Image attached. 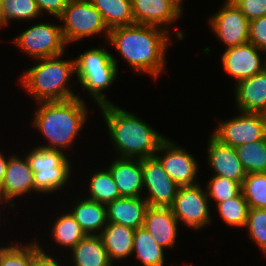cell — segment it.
<instances>
[{"label": "cell", "instance_id": "obj_39", "mask_svg": "<svg viewBox=\"0 0 266 266\" xmlns=\"http://www.w3.org/2000/svg\"><path fill=\"white\" fill-rule=\"evenodd\" d=\"M41 14H49L59 18L66 8L69 0H35Z\"/></svg>", "mask_w": 266, "mask_h": 266}, {"label": "cell", "instance_id": "obj_17", "mask_svg": "<svg viewBox=\"0 0 266 266\" xmlns=\"http://www.w3.org/2000/svg\"><path fill=\"white\" fill-rule=\"evenodd\" d=\"M207 141L206 162L209 169L213 171V175L226 177L242 186L247 173L238 158L236 149L220 142L212 134Z\"/></svg>", "mask_w": 266, "mask_h": 266}, {"label": "cell", "instance_id": "obj_13", "mask_svg": "<svg viewBox=\"0 0 266 266\" xmlns=\"http://www.w3.org/2000/svg\"><path fill=\"white\" fill-rule=\"evenodd\" d=\"M142 172L146 193L143 198L148 206L170 207L180 186L170 178L155 156L142 159Z\"/></svg>", "mask_w": 266, "mask_h": 266}, {"label": "cell", "instance_id": "obj_16", "mask_svg": "<svg viewBox=\"0 0 266 266\" xmlns=\"http://www.w3.org/2000/svg\"><path fill=\"white\" fill-rule=\"evenodd\" d=\"M34 172L25 157H20L13 153L9 158L4 181L0 190V198L6 201L12 209L17 199H22L23 195L35 192ZM12 200V201H11Z\"/></svg>", "mask_w": 266, "mask_h": 266}, {"label": "cell", "instance_id": "obj_33", "mask_svg": "<svg viewBox=\"0 0 266 266\" xmlns=\"http://www.w3.org/2000/svg\"><path fill=\"white\" fill-rule=\"evenodd\" d=\"M249 208L266 209V173H249L241 186Z\"/></svg>", "mask_w": 266, "mask_h": 266}, {"label": "cell", "instance_id": "obj_7", "mask_svg": "<svg viewBox=\"0 0 266 266\" xmlns=\"http://www.w3.org/2000/svg\"><path fill=\"white\" fill-rule=\"evenodd\" d=\"M58 19L62 22V34L68 46L95 35L108 38L110 30L91 1L69 0Z\"/></svg>", "mask_w": 266, "mask_h": 266}, {"label": "cell", "instance_id": "obj_29", "mask_svg": "<svg viewBox=\"0 0 266 266\" xmlns=\"http://www.w3.org/2000/svg\"><path fill=\"white\" fill-rule=\"evenodd\" d=\"M42 14L35 0H1L0 29L8 26L11 21H31L39 19Z\"/></svg>", "mask_w": 266, "mask_h": 266}, {"label": "cell", "instance_id": "obj_36", "mask_svg": "<svg viewBox=\"0 0 266 266\" xmlns=\"http://www.w3.org/2000/svg\"><path fill=\"white\" fill-rule=\"evenodd\" d=\"M249 42L266 54V16L250 20Z\"/></svg>", "mask_w": 266, "mask_h": 266}, {"label": "cell", "instance_id": "obj_10", "mask_svg": "<svg viewBox=\"0 0 266 266\" xmlns=\"http://www.w3.org/2000/svg\"><path fill=\"white\" fill-rule=\"evenodd\" d=\"M237 112L232 118L217 121L211 132L216 139L236 148L266 138V114Z\"/></svg>", "mask_w": 266, "mask_h": 266}, {"label": "cell", "instance_id": "obj_18", "mask_svg": "<svg viewBox=\"0 0 266 266\" xmlns=\"http://www.w3.org/2000/svg\"><path fill=\"white\" fill-rule=\"evenodd\" d=\"M143 227L164 249L170 250L176 247L180 226L170 207L149 206L145 213Z\"/></svg>", "mask_w": 266, "mask_h": 266}, {"label": "cell", "instance_id": "obj_37", "mask_svg": "<svg viewBox=\"0 0 266 266\" xmlns=\"http://www.w3.org/2000/svg\"><path fill=\"white\" fill-rule=\"evenodd\" d=\"M250 21L266 16V0H231Z\"/></svg>", "mask_w": 266, "mask_h": 266}, {"label": "cell", "instance_id": "obj_6", "mask_svg": "<svg viewBox=\"0 0 266 266\" xmlns=\"http://www.w3.org/2000/svg\"><path fill=\"white\" fill-rule=\"evenodd\" d=\"M62 151L35 146L26 152L34 172L35 193L52 194L61 192L71 182L72 161ZM68 183V184H67ZM61 190V191H60Z\"/></svg>", "mask_w": 266, "mask_h": 266}, {"label": "cell", "instance_id": "obj_28", "mask_svg": "<svg viewBox=\"0 0 266 266\" xmlns=\"http://www.w3.org/2000/svg\"><path fill=\"white\" fill-rule=\"evenodd\" d=\"M104 168H99L90 174L89 180H87L88 184L85 183L88 186V194L85 195H87L86 198L92 201L106 205L120 198L121 195L109 169Z\"/></svg>", "mask_w": 266, "mask_h": 266}, {"label": "cell", "instance_id": "obj_8", "mask_svg": "<svg viewBox=\"0 0 266 266\" xmlns=\"http://www.w3.org/2000/svg\"><path fill=\"white\" fill-rule=\"evenodd\" d=\"M21 52L34 60L64 54L69 47L63 37L61 24L37 22L12 40Z\"/></svg>", "mask_w": 266, "mask_h": 266}, {"label": "cell", "instance_id": "obj_38", "mask_svg": "<svg viewBox=\"0 0 266 266\" xmlns=\"http://www.w3.org/2000/svg\"><path fill=\"white\" fill-rule=\"evenodd\" d=\"M39 243V240L34 241V265L33 266H64L57 256L48 253ZM46 251V252H45ZM56 257V258H55ZM66 266V265H65Z\"/></svg>", "mask_w": 266, "mask_h": 266}, {"label": "cell", "instance_id": "obj_19", "mask_svg": "<svg viewBox=\"0 0 266 266\" xmlns=\"http://www.w3.org/2000/svg\"><path fill=\"white\" fill-rule=\"evenodd\" d=\"M109 164L121 197H143L142 159L115 157Z\"/></svg>", "mask_w": 266, "mask_h": 266}, {"label": "cell", "instance_id": "obj_32", "mask_svg": "<svg viewBox=\"0 0 266 266\" xmlns=\"http://www.w3.org/2000/svg\"><path fill=\"white\" fill-rule=\"evenodd\" d=\"M10 245L0 246V266H33L34 242L25 244L9 241ZM12 242V243H11ZM20 243V244H19Z\"/></svg>", "mask_w": 266, "mask_h": 266}, {"label": "cell", "instance_id": "obj_20", "mask_svg": "<svg viewBox=\"0 0 266 266\" xmlns=\"http://www.w3.org/2000/svg\"><path fill=\"white\" fill-rule=\"evenodd\" d=\"M234 87L237 111L266 114V68Z\"/></svg>", "mask_w": 266, "mask_h": 266}, {"label": "cell", "instance_id": "obj_42", "mask_svg": "<svg viewBox=\"0 0 266 266\" xmlns=\"http://www.w3.org/2000/svg\"><path fill=\"white\" fill-rule=\"evenodd\" d=\"M182 8H184L183 7V3H184V1L185 0H175Z\"/></svg>", "mask_w": 266, "mask_h": 266}, {"label": "cell", "instance_id": "obj_2", "mask_svg": "<svg viewBox=\"0 0 266 266\" xmlns=\"http://www.w3.org/2000/svg\"><path fill=\"white\" fill-rule=\"evenodd\" d=\"M85 101L79 96L64 101L37 102L39 107L32 114L31 125L47 141L38 146L67 154L89 120L90 110Z\"/></svg>", "mask_w": 266, "mask_h": 266}, {"label": "cell", "instance_id": "obj_15", "mask_svg": "<svg viewBox=\"0 0 266 266\" xmlns=\"http://www.w3.org/2000/svg\"><path fill=\"white\" fill-rule=\"evenodd\" d=\"M131 1L135 24L160 27L169 33L185 10L175 0Z\"/></svg>", "mask_w": 266, "mask_h": 266}, {"label": "cell", "instance_id": "obj_40", "mask_svg": "<svg viewBox=\"0 0 266 266\" xmlns=\"http://www.w3.org/2000/svg\"><path fill=\"white\" fill-rule=\"evenodd\" d=\"M6 155L3 154L0 150V190L4 181V177H5V173H6V167L9 161V158L12 155L7 156V158L5 157Z\"/></svg>", "mask_w": 266, "mask_h": 266}, {"label": "cell", "instance_id": "obj_5", "mask_svg": "<svg viewBox=\"0 0 266 266\" xmlns=\"http://www.w3.org/2000/svg\"><path fill=\"white\" fill-rule=\"evenodd\" d=\"M107 45L103 48L92 47L80 53L75 58L76 81L82 90H86L97 107L114 104L105 90L112 87L117 80L118 60L109 50Z\"/></svg>", "mask_w": 266, "mask_h": 266}, {"label": "cell", "instance_id": "obj_22", "mask_svg": "<svg viewBox=\"0 0 266 266\" xmlns=\"http://www.w3.org/2000/svg\"><path fill=\"white\" fill-rule=\"evenodd\" d=\"M135 229L108 222L100 233L110 261L118 262L132 256Z\"/></svg>", "mask_w": 266, "mask_h": 266}, {"label": "cell", "instance_id": "obj_35", "mask_svg": "<svg viewBox=\"0 0 266 266\" xmlns=\"http://www.w3.org/2000/svg\"><path fill=\"white\" fill-rule=\"evenodd\" d=\"M244 228L248 230L247 234L250 240L258 246L266 257V209L250 208Z\"/></svg>", "mask_w": 266, "mask_h": 266}, {"label": "cell", "instance_id": "obj_34", "mask_svg": "<svg viewBox=\"0 0 266 266\" xmlns=\"http://www.w3.org/2000/svg\"><path fill=\"white\" fill-rule=\"evenodd\" d=\"M206 185L207 196L210 201H214L215 206L225 200L234 198L241 192L239 183L222 176L212 175Z\"/></svg>", "mask_w": 266, "mask_h": 266}, {"label": "cell", "instance_id": "obj_12", "mask_svg": "<svg viewBox=\"0 0 266 266\" xmlns=\"http://www.w3.org/2000/svg\"><path fill=\"white\" fill-rule=\"evenodd\" d=\"M155 157L179 186H192L199 183L196 180L200 168L198 161L185 147L178 145L174 140L167 137L159 146Z\"/></svg>", "mask_w": 266, "mask_h": 266}, {"label": "cell", "instance_id": "obj_30", "mask_svg": "<svg viewBox=\"0 0 266 266\" xmlns=\"http://www.w3.org/2000/svg\"><path fill=\"white\" fill-rule=\"evenodd\" d=\"M215 208L221 220L227 226L235 229L245 227L250 208L242 191L234 198L217 204Z\"/></svg>", "mask_w": 266, "mask_h": 266}, {"label": "cell", "instance_id": "obj_9", "mask_svg": "<svg viewBox=\"0 0 266 266\" xmlns=\"http://www.w3.org/2000/svg\"><path fill=\"white\" fill-rule=\"evenodd\" d=\"M201 185L199 182L192 186H180L170 206L179 224L184 223L185 227L195 231L205 229L213 222L210 200Z\"/></svg>", "mask_w": 266, "mask_h": 266}, {"label": "cell", "instance_id": "obj_21", "mask_svg": "<svg viewBox=\"0 0 266 266\" xmlns=\"http://www.w3.org/2000/svg\"><path fill=\"white\" fill-rule=\"evenodd\" d=\"M148 203L143 197H120L106 204L107 221L133 229L143 227Z\"/></svg>", "mask_w": 266, "mask_h": 266}, {"label": "cell", "instance_id": "obj_4", "mask_svg": "<svg viewBox=\"0 0 266 266\" xmlns=\"http://www.w3.org/2000/svg\"><path fill=\"white\" fill-rule=\"evenodd\" d=\"M65 54L38 59L20 75V86L34 102L64 101L81 96L69 85L71 77H76L75 58L66 60Z\"/></svg>", "mask_w": 266, "mask_h": 266}, {"label": "cell", "instance_id": "obj_24", "mask_svg": "<svg viewBox=\"0 0 266 266\" xmlns=\"http://www.w3.org/2000/svg\"><path fill=\"white\" fill-rule=\"evenodd\" d=\"M72 266H113L100 235H86L71 250Z\"/></svg>", "mask_w": 266, "mask_h": 266}, {"label": "cell", "instance_id": "obj_31", "mask_svg": "<svg viewBox=\"0 0 266 266\" xmlns=\"http://www.w3.org/2000/svg\"><path fill=\"white\" fill-rule=\"evenodd\" d=\"M246 173H266V138L235 148Z\"/></svg>", "mask_w": 266, "mask_h": 266}, {"label": "cell", "instance_id": "obj_27", "mask_svg": "<svg viewBox=\"0 0 266 266\" xmlns=\"http://www.w3.org/2000/svg\"><path fill=\"white\" fill-rule=\"evenodd\" d=\"M110 29L135 24L131 0H91Z\"/></svg>", "mask_w": 266, "mask_h": 266}, {"label": "cell", "instance_id": "obj_1", "mask_svg": "<svg viewBox=\"0 0 266 266\" xmlns=\"http://www.w3.org/2000/svg\"><path fill=\"white\" fill-rule=\"evenodd\" d=\"M135 72L157 80L167 71L166 56L174 44L166 30L150 25L133 24L110 29L107 42Z\"/></svg>", "mask_w": 266, "mask_h": 266}, {"label": "cell", "instance_id": "obj_41", "mask_svg": "<svg viewBox=\"0 0 266 266\" xmlns=\"http://www.w3.org/2000/svg\"><path fill=\"white\" fill-rule=\"evenodd\" d=\"M6 204L8 205V207H10L9 209H11L12 207L6 202V201H4V200H2L1 198H0V206H5V207H7L6 206ZM0 208H2V207H0ZM1 213V212H0ZM1 216H3V215H1L0 214V218H1ZM1 222V221H0Z\"/></svg>", "mask_w": 266, "mask_h": 266}, {"label": "cell", "instance_id": "obj_26", "mask_svg": "<svg viewBox=\"0 0 266 266\" xmlns=\"http://www.w3.org/2000/svg\"><path fill=\"white\" fill-rule=\"evenodd\" d=\"M164 250L144 227L135 229L132 255L142 266H165Z\"/></svg>", "mask_w": 266, "mask_h": 266}, {"label": "cell", "instance_id": "obj_25", "mask_svg": "<svg viewBox=\"0 0 266 266\" xmlns=\"http://www.w3.org/2000/svg\"><path fill=\"white\" fill-rule=\"evenodd\" d=\"M67 211V212H66ZM63 211L60 216L54 218L55 221L51 223V239L54 243L62 246L65 250L68 249L69 253L72 248H74L85 236L86 233L83 231L82 227L75 220L69 210Z\"/></svg>", "mask_w": 266, "mask_h": 266}, {"label": "cell", "instance_id": "obj_11", "mask_svg": "<svg viewBox=\"0 0 266 266\" xmlns=\"http://www.w3.org/2000/svg\"><path fill=\"white\" fill-rule=\"evenodd\" d=\"M219 9L207 22L225 49L248 43L250 21L239 8L231 0H224Z\"/></svg>", "mask_w": 266, "mask_h": 266}, {"label": "cell", "instance_id": "obj_23", "mask_svg": "<svg viewBox=\"0 0 266 266\" xmlns=\"http://www.w3.org/2000/svg\"><path fill=\"white\" fill-rule=\"evenodd\" d=\"M80 199V200H79ZM75 201L69 212L82 227L86 235H100L107 225L106 205L83 197ZM79 200V201H78Z\"/></svg>", "mask_w": 266, "mask_h": 266}, {"label": "cell", "instance_id": "obj_14", "mask_svg": "<svg viewBox=\"0 0 266 266\" xmlns=\"http://www.w3.org/2000/svg\"><path fill=\"white\" fill-rule=\"evenodd\" d=\"M264 53L250 42L230 47L224 49L221 54V66L223 71L232 77L233 81L235 80L234 85H236L266 68V54ZM263 55L265 57H262Z\"/></svg>", "mask_w": 266, "mask_h": 266}, {"label": "cell", "instance_id": "obj_3", "mask_svg": "<svg viewBox=\"0 0 266 266\" xmlns=\"http://www.w3.org/2000/svg\"><path fill=\"white\" fill-rule=\"evenodd\" d=\"M98 109L106 123L110 142L112 140L114 147L112 150H115L117 157H153L168 137L152 128L136 113L128 112L115 104L103 105Z\"/></svg>", "mask_w": 266, "mask_h": 266}]
</instances>
